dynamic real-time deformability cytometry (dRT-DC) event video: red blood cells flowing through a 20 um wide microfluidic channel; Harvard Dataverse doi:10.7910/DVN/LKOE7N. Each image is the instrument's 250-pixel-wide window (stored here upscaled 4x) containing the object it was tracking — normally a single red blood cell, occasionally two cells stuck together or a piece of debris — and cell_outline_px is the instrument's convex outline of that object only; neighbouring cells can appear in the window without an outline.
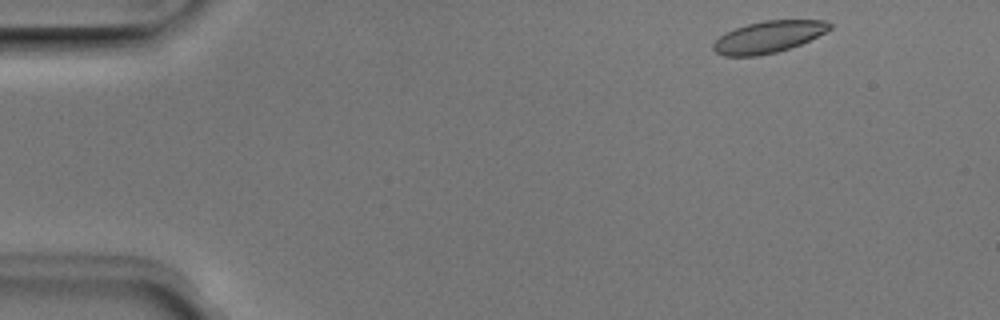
{"species": "Egyptian fruit bat (a non-hibernating species)", "species_latin": "Rousettus aegyptiacus", "temperature_condition": "room temperature", "stored_images_in_passage": 48, "camera_frame_rate_fps": 3000, "um_per_image_px": 0.085, "animal": {"sex": "male"}, "frame": {"image": 1, "passage_image": 2, "time_ms": 0.333, "image_size_px": [1000, 320], "cell_outline_px": [[832, 28], [800, 44], [776, 52], [756, 56], [724, 56], [716, 52], [712, 48], [712, 44], [724, 32], [748, 24], [764, 20], [824, 20], [832, 24]], "centroid_in_image_um": [65.28, 3.13], "position_along_channel_um": 19.7, "area_um2": 21.33}}
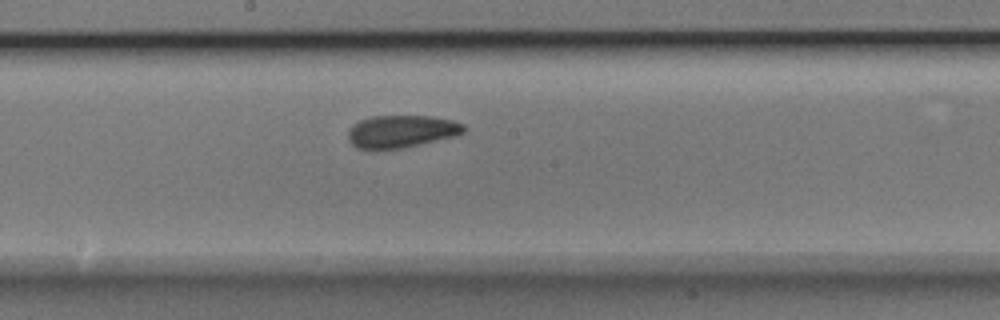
{"frame": {"image": 2, "passage_image": 24, "time_ms": 7.667, "image_size_px": [1000, 320], "cell_outline_px": [[468, 128], [464, 132], [456, 136], [404, 148], [356, 148], [348, 140], [348, 132], [352, 124], [360, 120], [372, 116], [428, 116], [452, 120], [464, 124]], "centroid_in_image_um": [34.14, 11.16], "position_along_channel_um": 214.1, "area_um2": 21.91}}
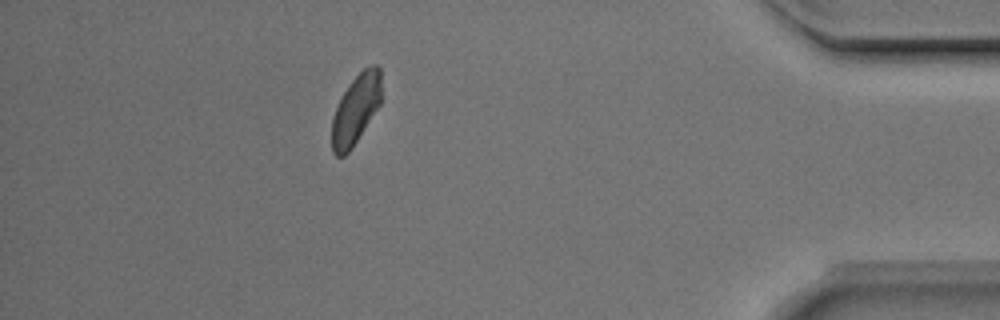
{"frame": {"image": 3, "passage_image": 42, "time_ms": 13.667, "image_size_px": [1000, 320], "cell_outline_px": [[380, 104], [352, 148], [344, 156], [336, 156], [332, 152], [332, 120], [336, 108], [348, 84], [364, 68], [372, 64], [376, 64], [380, 68]], "centroid_in_image_um": [30.23, 9.3], "position_along_channel_um": 405.0, "area_um2": 19.77}, "authors_computed_cell_mechanics": {"area_um2": 21.5883, "velocity_mm_per_s": 3.9471, "shape_relaxation_time_tau1_ms": 5.7772, "shape_relaxation_time_tau2_ms": 1.5005, "deformation_change_tau1": 0.1044, "deformation_change_tau2": 0.0655}}